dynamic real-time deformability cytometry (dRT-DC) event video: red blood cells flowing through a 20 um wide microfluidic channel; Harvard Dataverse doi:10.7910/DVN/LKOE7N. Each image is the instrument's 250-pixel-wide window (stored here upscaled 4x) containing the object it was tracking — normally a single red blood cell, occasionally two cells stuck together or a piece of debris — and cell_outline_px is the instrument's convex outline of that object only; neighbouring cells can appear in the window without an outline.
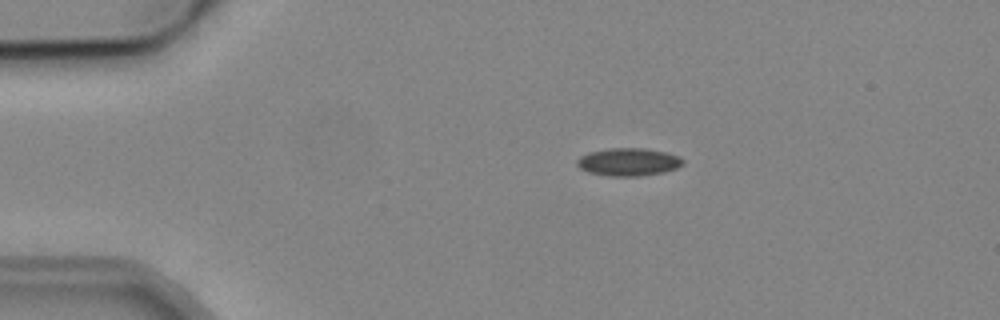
{"species": "common noctule bat (a hibernating species)", "species_latin": "Nyctalus noctula", "temperature_condition": "cold", "stored_images_in_passage": 4, "camera_frame_rate_fps": 3000, "um_per_image_px": 0.085, "animal": {"sex": "male", "body_mass_g": 19.2, "forearm_length_mm": 51.8}, "frame": {"image": 1, "passage_image": 3, "time_ms": 2.333, "image_size_px": [1000, 320], "cell_outline_px": [[684, 164], [676, 168], [664, 172], [640, 176], [608, 176], [588, 172], [580, 168], [576, 164], [576, 160], [580, 156], [588, 152], [612, 148], [644, 148], [664, 152], [680, 156], [684, 160]], "centroid_in_image_um": [53.41, 13.77], "position_along_channel_um": 31.6, "area_um2": 17.22}}